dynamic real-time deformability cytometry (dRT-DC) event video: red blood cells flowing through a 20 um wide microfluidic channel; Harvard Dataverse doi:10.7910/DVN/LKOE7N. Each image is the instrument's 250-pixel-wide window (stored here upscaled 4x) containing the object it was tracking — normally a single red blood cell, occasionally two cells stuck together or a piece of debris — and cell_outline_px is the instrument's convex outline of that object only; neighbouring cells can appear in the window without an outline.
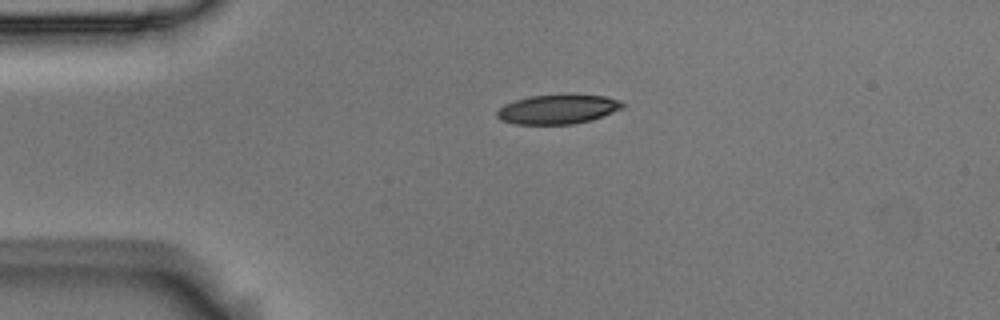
{"species": "Egyptian fruit bat (a non-hibernating species)", "species_latin": "Rousettus aegyptiacus", "temperature_condition": "room temperature", "stored_images_in_passage": 2, "camera_frame_rate_fps": 3000, "um_per_image_px": 0.085, "animal": {"sex": "male"}, "frame": {"image": 1, "passage_image": 1, "time_ms": 0.0, "image_size_px": [1000, 320], "cell_outline_px": [[624, 108], [604, 116], [592, 120], [572, 124], [516, 124], [500, 120], [496, 116], [496, 112], [504, 104], [516, 100], [532, 96], [604, 96], [620, 100], [624, 104]], "centroid_in_image_um": [47.42, 9.31], "position_along_channel_um": 37.6, "area_um2": 21.1}}